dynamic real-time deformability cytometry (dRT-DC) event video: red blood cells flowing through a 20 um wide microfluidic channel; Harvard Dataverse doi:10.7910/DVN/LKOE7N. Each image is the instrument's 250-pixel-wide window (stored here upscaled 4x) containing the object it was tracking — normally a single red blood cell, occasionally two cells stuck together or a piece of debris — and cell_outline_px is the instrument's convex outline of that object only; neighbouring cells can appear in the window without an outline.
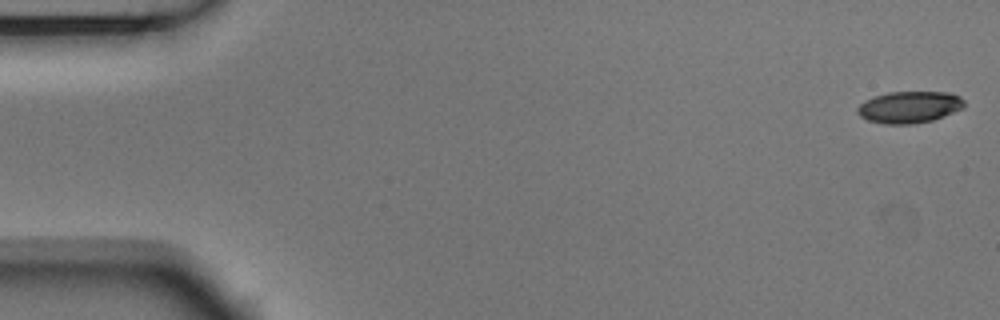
{"species": "Egyptian fruit bat (a non-hibernating species)", "species_latin": "Rousettus aegyptiacus", "temperature_condition": "room temperature", "stored_images_in_passage": 54, "camera_frame_rate_fps": 3000, "um_per_image_px": 0.085, "animal": {"sex": "male"}, "frame": {"image": 1, "passage_image": 1, "time_ms": 0.0, "image_size_px": [1000, 320], "cell_outline_px": [[964, 108], [944, 116], [932, 120], [912, 124], [884, 124], [868, 120], [860, 116], [856, 112], [856, 108], [864, 100], [872, 96], [888, 92], [948, 92], [960, 96], [964, 100]], "centroid_in_image_um": [77.27, 9.1], "position_along_channel_um": 7.7, "area_um2": 19.94}}
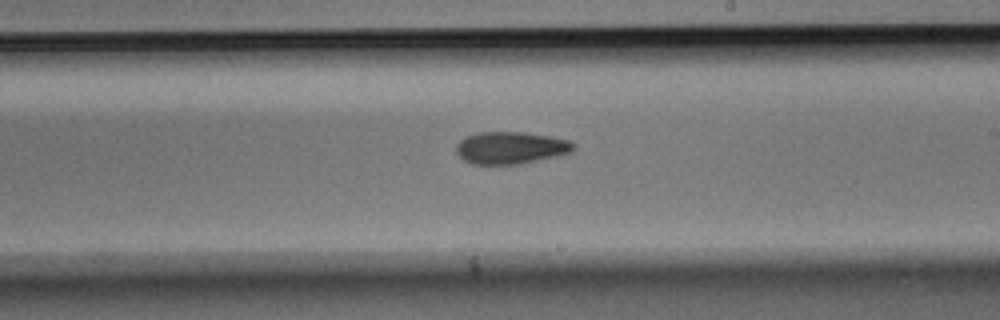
{"frame": {"image": 2, "passage_image": 31, "time_ms": 10.0, "image_size_px": [1000, 320], "cell_outline_px": [[576, 148], [572, 152], [556, 156], [520, 164], [472, 164], [464, 160], [456, 152], [456, 144], [464, 136], [480, 132], [524, 132], [552, 136], [568, 140], [576, 144]], "centroid_in_image_um": [43.42, 12.55], "position_along_channel_um": 245.6, "area_um2": 22.2}}
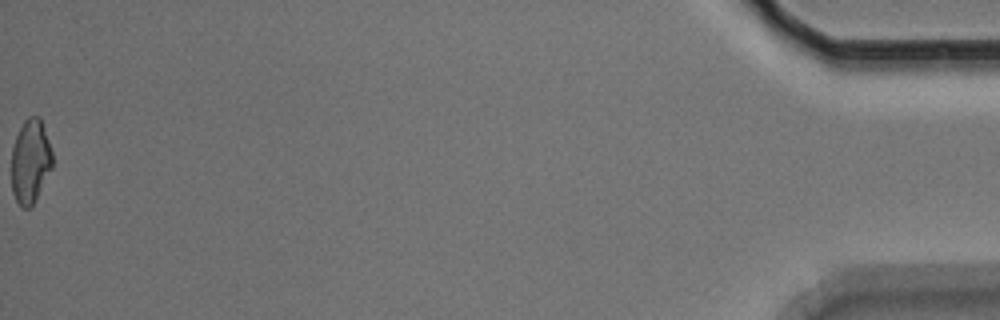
{"frame": {"image": 3, "passage_image": 54, "time_ms": 17.667, "image_size_px": [1000, 320], "cell_outline_px": [[52, 168], [36, 200], [28, 208], [20, 208], [12, 192], [12, 148], [16, 136], [24, 120], [28, 116], [40, 116], [52, 152]], "centroid_in_image_um": [2.58, 13.72], "position_along_channel_um": 432.6, "area_um2": 20.06}, "authors_computed_cell_mechanics": {"area_um2": 21.3282, "velocity_mm_per_s": 3.7543, "shape_relaxation_time_tau1_ms": 7.5089, "shape_relaxation_time_tau2_ms": 3.3401, "deformation_change_tau1": 0.1628, "deformation_change_tau2": 0.1021}}